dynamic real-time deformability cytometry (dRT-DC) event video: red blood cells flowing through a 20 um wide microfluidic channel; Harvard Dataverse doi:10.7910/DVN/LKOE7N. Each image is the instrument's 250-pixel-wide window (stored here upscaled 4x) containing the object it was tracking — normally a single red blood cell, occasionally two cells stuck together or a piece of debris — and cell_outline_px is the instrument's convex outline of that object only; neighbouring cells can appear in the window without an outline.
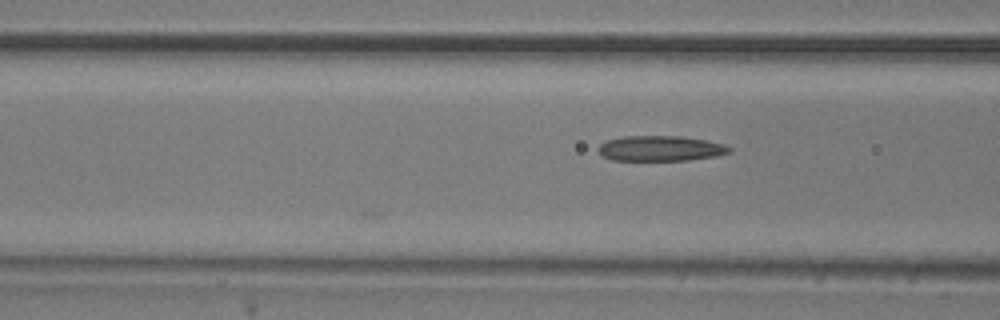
{"species": "common noctule bat (a hibernating species)", "species_latin": "Nyctalus noctula", "temperature_condition": "room temperature", "stored_images_in_passage": 5, "camera_frame_rate_fps": 3000, "um_per_image_px": 0.085, "animal": {"sex": "male", "body_mass_g": 20.5, "forearm_length_mm": 52.5}, "frame": {"image": 1, "passage_image": 5, "time_ms": 1.333, "image_size_px": [1000, 320], "cell_outline_px": [[732, 152], [716, 156], [688, 160], [612, 160], [600, 156], [600, 144], [608, 140], [624, 136], [680, 136], [704, 140], [724, 144], [732, 148]], "centroid_in_image_um": [56.16, 12.62], "position_along_channel_um": 110.4, "area_um2": 19.25}}